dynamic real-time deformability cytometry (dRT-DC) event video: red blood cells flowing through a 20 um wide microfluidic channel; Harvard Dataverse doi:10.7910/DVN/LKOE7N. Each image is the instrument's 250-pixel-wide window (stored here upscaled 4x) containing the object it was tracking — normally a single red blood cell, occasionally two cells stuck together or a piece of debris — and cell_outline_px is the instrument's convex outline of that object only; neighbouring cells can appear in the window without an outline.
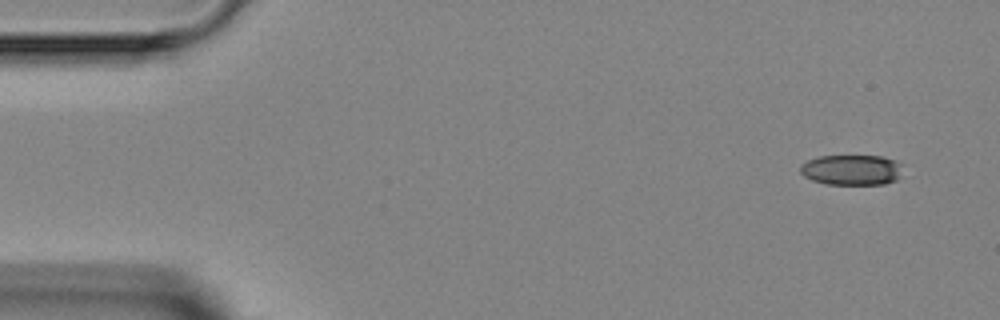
{"species": "Egyptian fruit bat (a non-hibernating species)", "species_latin": "Rousettus aegyptiacus", "temperature_condition": "room temperature", "stored_images_in_passage": 4, "camera_frame_rate_fps": 3000, "um_per_image_px": 0.085, "animal": {"sex": "female"}, "frame": {"image": 1, "passage_image": 1, "time_ms": 0.0, "image_size_px": [1000, 320], "cell_outline_px": [[900, 176], [896, 180], [884, 184], [828, 184], [812, 180], [804, 176], [800, 172], [800, 164], [808, 160], [820, 156], [884, 156], [900, 164]], "centroid_in_image_um": [72.36, 14.44], "position_along_channel_um": 12.6, "area_um2": 18.03}}